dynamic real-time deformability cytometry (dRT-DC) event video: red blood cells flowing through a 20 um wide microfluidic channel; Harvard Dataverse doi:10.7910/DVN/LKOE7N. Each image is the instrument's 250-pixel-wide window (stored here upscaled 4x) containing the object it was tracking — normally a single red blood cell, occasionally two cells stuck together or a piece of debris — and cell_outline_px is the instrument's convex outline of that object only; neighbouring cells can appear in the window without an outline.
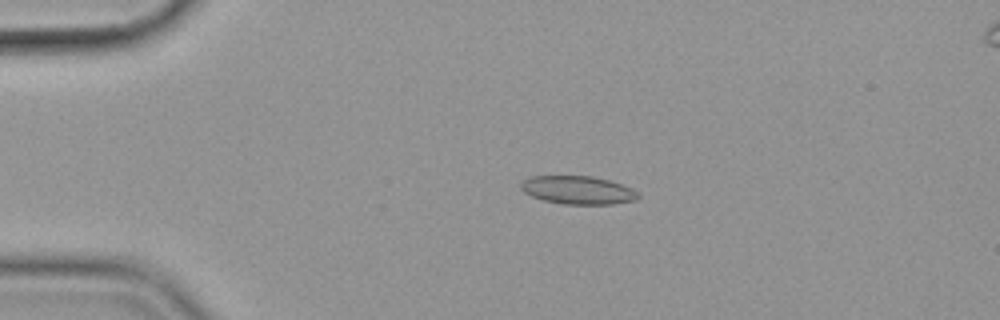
{"species": "common noctule bat (a hibernating species)", "species_latin": "Nyctalus noctula", "temperature_condition": "cold", "stored_images_in_passage": 55, "camera_frame_rate_fps": 3000, "um_per_image_px": 0.085, "animal": {"sex": "female", "body_mass_g": 19.9}, "frame": {"image": 1, "passage_image": 11, "time_ms": 3.333, "image_size_px": [1000, 320], "cell_outline_px": [[640, 196], [636, 200], [612, 204], [564, 204], [544, 200], [532, 196], [524, 192], [520, 188], [520, 184], [524, 180], [532, 176], [592, 176], [608, 180], [632, 188]], "centroid_in_image_um": [49.11, 16.16], "position_along_channel_um": 35.9, "area_um2": 19.13}}
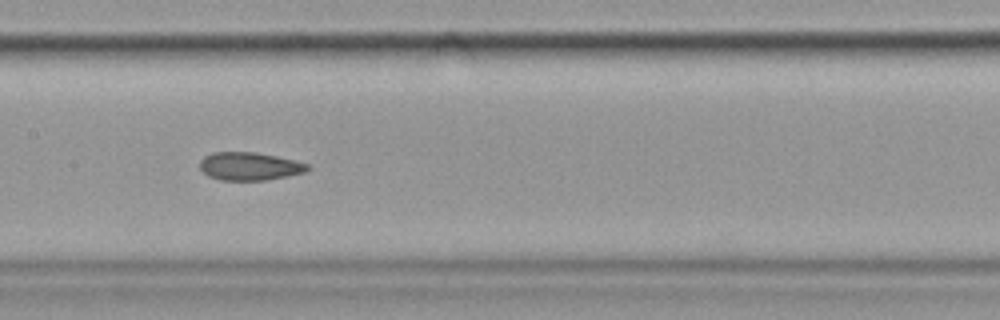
{"frame": {"image": 2, "passage_image": 27, "time_ms": 8.667, "image_size_px": [1000, 320], "cell_outline_px": [[312, 168], [304, 172], [288, 176], [264, 180], [220, 180], [208, 176], [200, 168], [200, 160], [204, 156], [212, 152], [256, 152], [276, 156], [308, 164]], "centroid_in_image_um": [21.19, 14.13], "position_along_channel_um": 186.2, "area_um2": 17.57}}
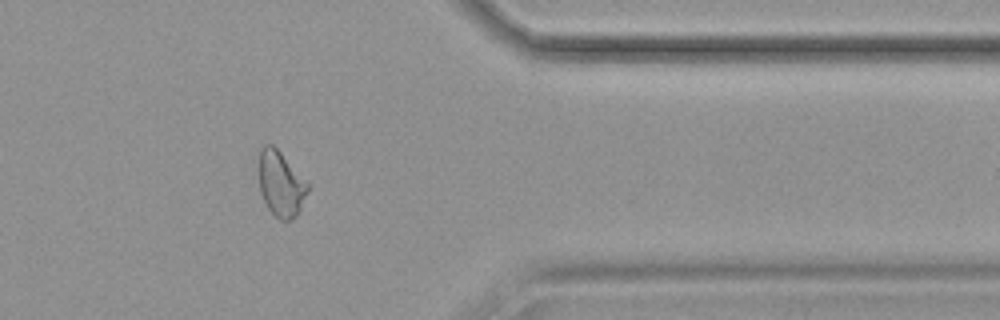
{"frame": {"image": 3, "passage_image": 45, "time_ms": 14.667, "image_size_px": [1000, 320], "cell_outline_px": [[308, 192], [300, 212], [292, 220], [280, 220], [268, 208], [260, 192], [256, 172], [256, 168], [260, 148], [264, 144], [272, 144], [280, 152], [308, 184]], "centroid_in_image_um": [23.81, 15.62], "position_along_channel_um": 387.6, "area_um2": 18.96}, "authors_computed_cell_mechanics": {"area_um2": 19.074, "velocity_mm_per_s": 3.5804, "shape_relaxation_time_tau1_ms": null, "shape_relaxation_time_tau2_ms": 1.929, "deformation_change_tau1": null, "deformation_change_tau2": 0.0832}}